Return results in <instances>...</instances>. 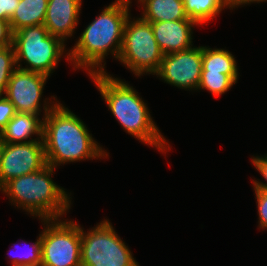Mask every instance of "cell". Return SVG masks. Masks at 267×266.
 Here are the masks:
<instances>
[{
    "label": "cell",
    "mask_w": 267,
    "mask_h": 266,
    "mask_svg": "<svg viewBox=\"0 0 267 266\" xmlns=\"http://www.w3.org/2000/svg\"><path fill=\"white\" fill-rule=\"evenodd\" d=\"M52 97L51 99L56 102L50 103L44 99L42 106L45 110L43 112V142L47 164L57 168L64 163L109 156L94 140L84 122L58 102L54 95Z\"/></svg>",
    "instance_id": "1"
},
{
    "label": "cell",
    "mask_w": 267,
    "mask_h": 266,
    "mask_svg": "<svg viewBox=\"0 0 267 266\" xmlns=\"http://www.w3.org/2000/svg\"><path fill=\"white\" fill-rule=\"evenodd\" d=\"M20 0H0V19L9 21Z\"/></svg>",
    "instance_id": "25"
},
{
    "label": "cell",
    "mask_w": 267,
    "mask_h": 266,
    "mask_svg": "<svg viewBox=\"0 0 267 266\" xmlns=\"http://www.w3.org/2000/svg\"><path fill=\"white\" fill-rule=\"evenodd\" d=\"M46 165L43 140L5 143L0 167V189L11 179L41 170Z\"/></svg>",
    "instance_id": "10"
},
{
    "label": "cell",
    "mask_w": 267,
    "mask_h": 266,
    "mask_svg": "<svg viewBox=\"0 0 267 266\" xmlns=\"http://www.w3.org/2000/svg\"><path fill=\"white\" fill-rule=\"evenodd\" d=\"M126 20L122 46L118 60L130 69L135 76L154 75L163 59V52L154 37L150 22L141 17Z\"/></svg>",
    "instance_id": "6"
},
{
    "label": "cell",
    "mask_w": 267,
    "mask_h": 266,
    "mask_svg": "<svg viewBox=\"0 0 267 266\" xmlns=\"http://www.w3.org/2000/svg\"><path fill=\"white\" fill-rule=\"evenodd\" d=\"M13 45L0 50V96H3L12 73L17 69Z\"/></svg>",
    "instance_id": "20"
},
{
    "label": "cell",
    "mask_w": 267,
    "mask_h": 266,
    "mask_svg": "<svg viewBox=\"0 0 267 266\" xmlns=\"http://www.w3.org/2000/svg\"><path fill=\"white\" fill-rule=\"evenodd\" d=\"M37 135L35 139H29ZM0 138L5 143H28L36 140H43V118L31 113H16L1 131Z\"/></svg>",
    "instance_id": "14"
},
{
    "label": "cell",
    "mask_w": 267,
    "mask_h": 266,
    "mask_svg": "<svg viewBox=\"0 0 267 266\" xmlns=\"http://www.w3.org/2000/svg\"><path fill=\"white\" fill-rule=\"evenodd\" d=\"M4 146H5V142L0 138V167H1V161L3 158Z\"/></svg>",
    "instance_id": "28"
},
{
    "label": "cell",
    "mask_w": 267,
    "mask_h": 266,
    "mask_svg": "<svg viewBox=\"0 0 267 266\" xmlns=\"http://www.w3.org/2000/svg\"><path fill=\"white\" fill-rule=\"evenodd\" d=\"M202 71L220 72L229 75L235 82L239 77L237 62L231 52L202 46Z\"/></svg>",
    "instance_id": "17"
},
{
    "label": "cell",
    "mask_w": 267,
    "mask_h": 266,
    "mask_svg": "<svg viewBox=\"0 0 267 266\" xmlns=\"http://www.w3.org/2000/svg\"><path fill=\"white\" fill-rule=\"evenodd\" d=\"M59 220L41 221V266H81V225Z\"/></svg>",
    "instance_id": "8"
},
{
    "label": "cell",
    "mask_w": 267,
    "mask_h": 266,
    "mask_svg": "<svg viewBox=\"0 0 267 266\" xmlns=\"http://www.w3.org/2000/svg\"><path fill=\"white\" fill-rule=\"evenodd\" d=\"M147 22L190 20L185 14L183 0H138Z\"/></svg>",
    "instance_id": "15"
},
{
    "label": "cell",
    "mask_w": 267,
    "mask_h": 266,
    "mask_svg": "<svg viewBox=\"0 0 267 266\" xmlns=\"http://www.w3.org/2000/svg\"><path fill=\"white\" fill-rule=\"evenodd\" d=\"M108 219L84 232L81 228V266H139Z\"/></svg>",
    "instance_id": "7"
},
{
    "label": "cell",
    "mask_w": 267,
    "mask_h": 266,
    "mask_svg": "<svg viewBox=\"0 0 267 266\" xmlns=\"http://www.w3.org/2000/svg\"><path fill=\"white\" fill-rule=\"evenodd\" d=\"M102 99L126 133L140 142L157 148L162 153L169 151L170 144L163 137L149 113L147 103L140 98L133 86L105 72L89 75Z\"/></svg>",
    "instance_id": "3"
},
{
    "label": "cell",
    "mask_w": 267,
    "mask_h": 266,
    "mask_svg": "<svg viewBox=\"0 0 267 266\" xmlns=\"http://www.w3.org/2000/svg\"><path fill=\"white\" fill-rule=\"evenodd\" d=\"M16 113L14 105L4 95L0 96V133Z\"/></svg>",
    "instance_id": "24"
},
{
    "label": "cell",
    "mask_w": 267,
    "mask_h": 266,
    "mask_svg": "<svg viewBox=\"0 0 267 266\" xmlns=\"http://www.w3.org/2000/svg\"><path fill=\"white\" fill-rule=\"evenodd\" d=\"M185 14L197 25L206 23L229 8L227 0H183Z\"/></svg>",
    "instance_id": "18"
},
{
    "label": "cell",
    "mask_w": 267,
    "mask_h": 266,
    "mask_svg": "<svg viewBox=\"0 0 267 266\" xmlns=\"http://www.w3.org/2000/svg\"><path fill=\"white\" fill-rule=\"evenodd\" d=\"M202 73V46L166 54L154 74L164 82L185 90H197Z\"/></svg>",
    "instance_id": "9"
},
{
    "label": "cell",
    "mask_w": 267,
    "mask_h": 266,
    "mask_svg": "<svg viewBox=\"0 0 267 266\" xmlns=\"http://www.w3.org/2000/svg\"><path fill=\"white\" fill-rule=\"evenodd\" d=\"M131 3V0H115L84 29L74 47L65 53L75 69H86L89 75L105 72L106 63L102 64L105 56L110 52L119 58Z\"/></svg>",
    "instance_id": "2"
},
{
    "label": "cell",
    "mask_w": 267,
    "mask_h": 266,
    "mask_svg": "<svg viewBox=\"0 0 267 266\" xmlns=\"http://www.w3.org/2000/svg\"><path fill=\"white\" fill-rule=\"evenodd\" d=\"M54 167L46 165L41 170L8 181L0 190L10 203L41 220L59 219L71 208V197L64 188L52 180Z\"/></svg>",
    "instance_id": "4"
},
{
    "label": "cell",
    "mask_w": 267,
    "mask_h": 266,
    "mask_svg": "<svg viewBox=\"0 0 267 266\" xmlns=\"http://www.w3.org/2000/svg\"><path fill=\"white\" fill-rule=\"evenodd\" d=\"M259 214V227L267 230V191L254 189Z\"/></svg>",
    "instance_id": "22"
},
{
    "label": "cell",
    "mask_w": 267,
    "mask_h": 266,
    "mask_svg": "<svg viewBox=\"0 0 267 266\" xmlns=\"http://www.w3.org/2000/svg\"><path fill=\"white\" fill-rule=\"evenodd\" d=\"M252 163L255 169L264 177L266 183L261 181L253 180V188L262 191H267V154L266 156H255L252 158Z\"/></svg>",
    "instance_id": "23"
},
{
    "label": "cell",
    "mask_w": 267,
    "mask_h": 266,
    "mask_svg": "<svg viewBox=\"0 0 267 266\" xmlns=\"http://www.w3.org/2000/svg\"><path fill=\"white\" fill-rule=\"evenodd\" d=\"M267 0H227L229 9L232 10L235 7H239L240 5H246L250 3H260V2H266Z\"/></svg>",
    "instance_id": "27"
},
{
    "label": "cell",
    "mask_w": 267,
    "mask_h": 266,
    "mask_svg": "<svg viewBox=\"0 0 267 266\" xmlns=\"http://www.w3.org/2000/svg\"><path fill=\"white\" fill-rule=\"evenodd\" d=\"M37 241L30 244L28 251L20 256H12V266H41V236ZM17 245V244H15ZM27 245V243H26ZM15 249V248H14Z\"/></svg>",
    "instance_id": "21"
},
{
    "label": "cell",
    "mask_w": 267,
    "mask_h": 266,
    "mask_svg": "<svg viewBox=\"0 0 267 266\" xmlns=\"http://www.w3.org/2000/svg\"><path fill=\"white\" fill-rule=\"evenodd\" d=\"M48 0H20L9 20L12 32L26 26L44 25Z\"/></svg>",
    "instance_id": "16"
},
{
    "label": "cell",
    "mask_w": 267,
    "mask_h": 266,
    "mask_svg": "<svg viewBox=\"0 0 267 266\" xmlns=\"http://www.w3.org/2000/svg\"><path fill=\"white\" fill-rule=\"evenodd\" d=\"M47 75L17 68L11 75L4 96L18 113L40 115L41 96Z\"/></svg>",
    "instance_id": "11"
},
{
    "label": "cell",
    "mask_w": 267,
    "mask_h": 266,
    "mask_svg": "<svg viewBox=\"0 0 267 266\" xmlns=\"http://www.w3.org/2000/svg\"><path fill=\"white\" fill-rule=\"evenodd\" d=\"M154 37L164 55L189 49L193 46L192 20L150 22Z\"/></svg>",
    "instance_id": "13"
},
{
    "label": "cell",
    "mask_w": 267,
    "mask_h": 266,
    "mask_svg": "<svg viewBox=\"0 0 267 266\" xmlns=\"http://www.w3.org/2000/svg\"><path fill=\"white\" fill-rule=\"evenodd\" d=\"M234 84H236V82L227 74L202 71L198 89L207 90L218 97L230 90Z\"/></svg>",
    "instance_id": "19"
},
{
    "label": "cell",
    "mask_w": 267,
    "mask_h": 266,
    "mask_svg": "<svg viewBox=\"0 0 267 266\" xmlns=\"http://www.w3.org/2000/svg\"><path fill=\"white\" fill-rule=\"evenodd\" d=\"M82 0H48L44 26L63 43L77 27Z\"/></svg>",
    "instance_id": "12"
},
{
    "label": "cell",
    "mask_w": 267,
    "mask_h": 266,
    "mask_svg": "<svg viewBox=\"0 0 267 266\" xmlns=\"http://www.w3.org/2000/svg\"><path fill=\"white\" fill-rule=\"evenodd\" d=\"M12 45L17 68L48 77L67 51L65 43L49 34L44 25L26 26L13 32ZM22 61L27 63L26 67H22Z\"/></svg>",
    "instance_id": "5"
},
{
    "label": "cell",
    "mask_w": 267,
    "mask_h": 266,
    "mask_svg": "<svg viewBox=\"0 0 267 266\" xmlns=\"http://www.w3.org/2000/svg\"><path fill=\"white\" fill-rule=\"evenodd\" d=\"M13 43V32L9 21L0 19V44L3 47L11 46Z\"/></svg>",
    "instance_id": "26"
}]
</instances>
